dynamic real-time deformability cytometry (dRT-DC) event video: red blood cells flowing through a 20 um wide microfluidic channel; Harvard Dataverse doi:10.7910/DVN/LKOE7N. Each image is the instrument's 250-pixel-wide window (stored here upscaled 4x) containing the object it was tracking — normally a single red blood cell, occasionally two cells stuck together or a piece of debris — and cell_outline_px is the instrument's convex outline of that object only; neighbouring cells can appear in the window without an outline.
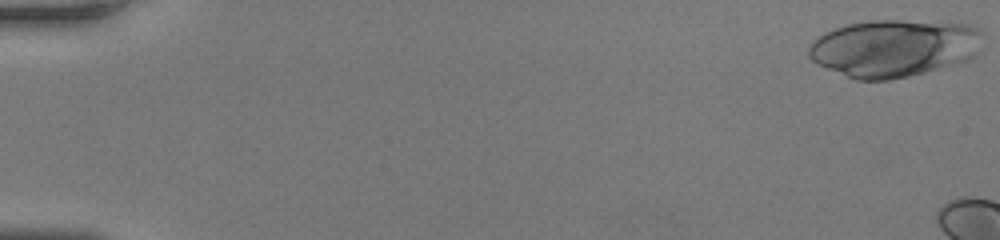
{"species": "human", "species_latin": "Homo sapiens", "temperature_condition": "room temperature", "stored_images_in_passage": 12, "camera_frame_rate_fps": 3000, "um_per_image_px": 0.085, "donor": {"sex": "female"}, "frame": {"image": 1, "passage_image": 1, "time_ms": 0.0, "image_size_px": [1000, 240], "cell_outline_px": [[980, 52], [976, 56], [968, 60], [956, 64], [908, 76], [888, 80], [856, 80], [816, 64], [808, 56], [808, 44], [812, 40], [836, 28], [848, 24], [872, 20], [900, 20], [968, 24], [980, 28]], "centroid_in_image_um": [75.99, 4.09], "position_along_channel_um": 9.0, "area_um2": 58.32}}